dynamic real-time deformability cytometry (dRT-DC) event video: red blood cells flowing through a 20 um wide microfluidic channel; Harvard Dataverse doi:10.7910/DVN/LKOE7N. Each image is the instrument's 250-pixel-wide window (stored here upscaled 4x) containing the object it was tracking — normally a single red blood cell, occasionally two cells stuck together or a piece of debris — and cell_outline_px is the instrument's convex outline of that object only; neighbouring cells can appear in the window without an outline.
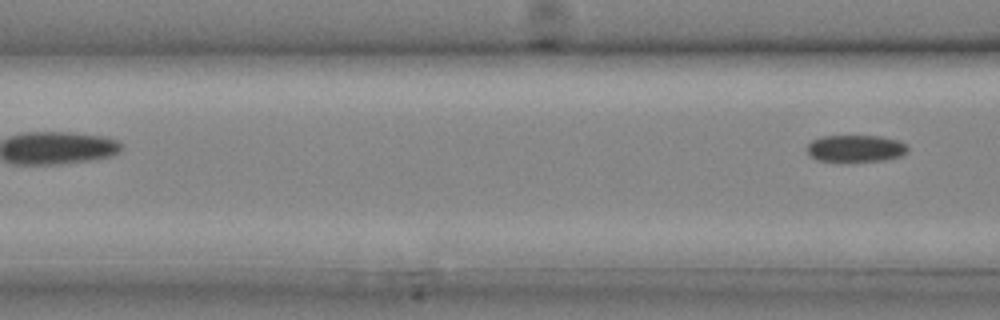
{"species": "common noctule bat (a hibernating species)", "species_latin": "Nyctalus noctula", "temperature_condition": "cold", "stored_images_in_passage": 6, "segment_of_instrument_passage": [2, 2], "camera_frame_rate_fps": 3000, "um_per_image_px": 0.085, "animal": {"sex": "male", "body_mass_g": 20.4}, "frame": {"image": 1, "passage_image": 6, "time_ms": 1.667, "image_size_px": [1000, 320], "cell_outline_px": [[908, 152], [900, 156], [884, 160], [816, 160], [808, 156], [808, 144], [812, 140], [820, 136], [880, 136], [900, 140], [908, 148]], "centroid_in_image_um": [72.73, 12.59], "position_along_channel_um": 93.9, "area_um2": 15.61}}